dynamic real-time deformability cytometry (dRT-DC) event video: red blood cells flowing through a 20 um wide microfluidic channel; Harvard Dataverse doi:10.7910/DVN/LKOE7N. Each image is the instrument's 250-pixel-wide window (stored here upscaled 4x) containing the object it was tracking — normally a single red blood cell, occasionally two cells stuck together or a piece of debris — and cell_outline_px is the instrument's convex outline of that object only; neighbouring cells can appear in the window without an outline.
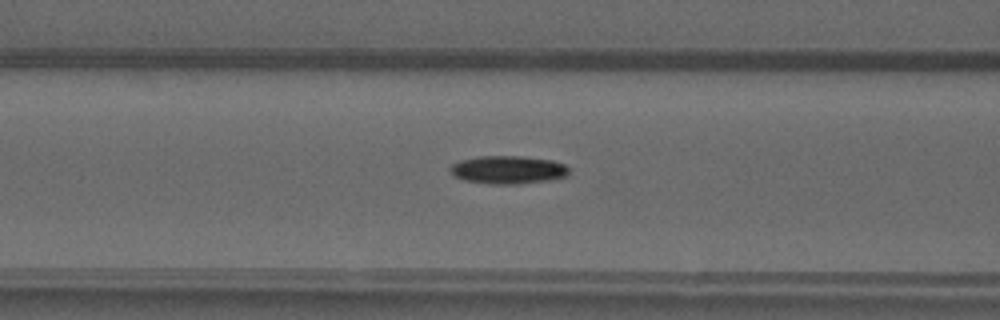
{"species": "common noctule bat (a hibernating species)", "species_latin": "Nyctalus noctula", "temperature_condition": "warm", "stored_images_in_passage": 51, "camera_frame_rate_fps": 3000, "um_per_image_px": 0.085, "animal": {"sex": "male", "forearm_length_mm": 52.5}, "frame": {"image": 1, "passage_image": 21, "time_ms": 6.667, "image_size_px": [1000, 320], "cell_outline_px": [[568, 176], [548, 180], [516, 184], [492, 184], [464, 180], [456, 176], [448, 168], [452, 164], [460, 160], [480, 156], [524, 156], [552, 160], [564, 164], [568, 168]], "centroid_in_image_um": [43.19, 14.42], "position_along_channel_um": 123.4, "area_um2": 19.36}}
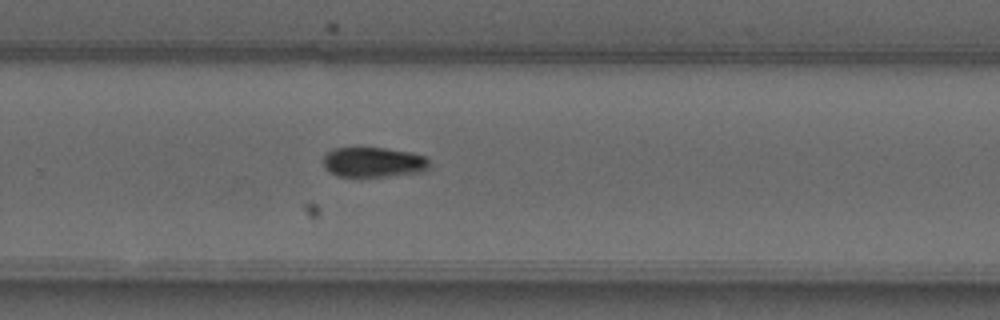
{"frame": {"image": 2, "passage_image": 34, "time_ms": 11.0, "image_size_px": [1000, 320], "cell_outline_px": [[428, 168], [420, 172], [388, 176], [336, 176], [324, 168], [324, 152], [332, 148], [356, 144], [384, 148], [408, 152], [424, 156], [428, 160]], "centroid_in_image_um": [31.63, 13.73], "position_along_channel_um": 298.2, "area_um2": 19.19}}
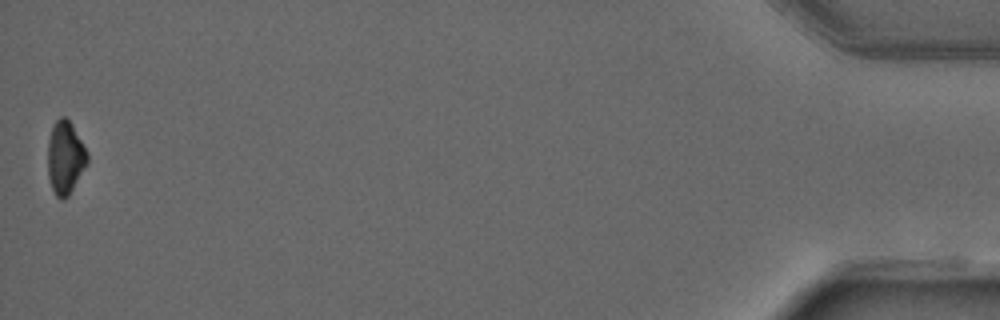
{"frame": {"image": 3, "passage_image": 51, "time_ms": 16.667, "image_size_px": [1000, 320], "cell_outline_px": [[88, 160], [68, 196], [64, 200], [60, 200], [56, 196], [52, 188], [48, 176], [48, 140], [52, 128], [56, 120], [60, 116], [64, 116], [72, 124], [88, 152]], "centroid_in_image_um": [5.53, 13.38], "position_along_channel_um": 429.7, "area_um2": 16.65}, "authors_computed_cell_mechanics": {"area_um2": 17.918, "velocity_mm_per_s": 4.0451, "shape_relaxation_time_tau1_ms": 7.9347, "shape_relaxation_time_tau2_ms": null, "deformation_change_tau1": 0.1884, "deformation_change_tau2": null}}